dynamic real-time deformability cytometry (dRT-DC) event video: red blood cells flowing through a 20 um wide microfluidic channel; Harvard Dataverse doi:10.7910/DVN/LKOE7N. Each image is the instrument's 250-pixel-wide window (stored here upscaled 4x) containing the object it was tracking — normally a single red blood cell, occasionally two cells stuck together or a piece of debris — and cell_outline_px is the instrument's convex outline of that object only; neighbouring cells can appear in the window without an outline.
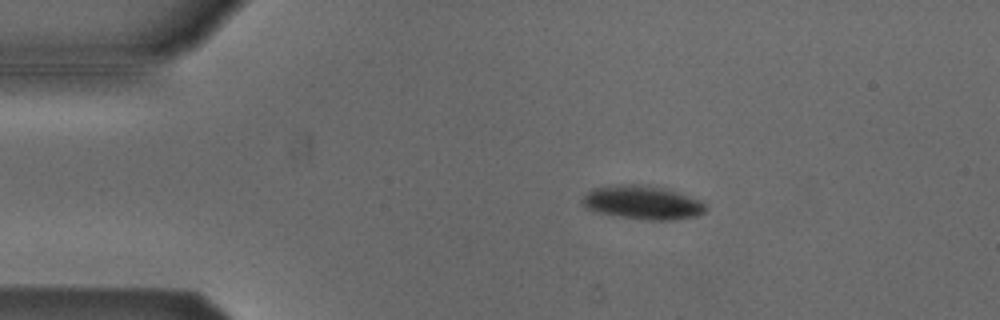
{"species": "Egyptian fruit bat (a non-hibernating species)", "species_latin": "Rousettus aegyptiacus", "temperature_condition": "cold", "stored_images_in_passage": 35, "camera_frame_rate_fps": 3000, "um_per_image_px": 0.085, "animal": {"sex": "male"}, "frame": {"image": 1, "passage_image": 9, "time_ms": 2.667, "image_size_px": [1000, 320], "cell_outline_px": [[708, 208], [704, 212], [696, 216], [672, 220], [648, 220], [620, 216], [600, 212], [584, 208], [584, 196], [592, 188], [620, 184], [652, 184], [700, 200]], "centroid_in_image_um": [54.64, 17.2], "position_along_channel_um": 30.4, "area_um2": 24.04}}
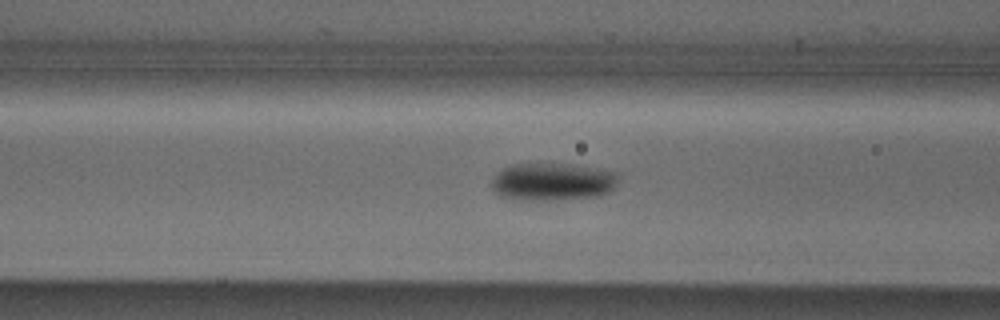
{"frame": {"image": 2, "passage_image": 20, "time_ms": 6.333, "image_size_px": [1000, 320], "cell_outline_px": [[616, 184], [608, 192], [600, 196], [552, 200], [512, 200], [500, 196], [488, 184], [492, 176], [500, 168], [512, 164], [572, 164], [616, 172]], "centroid_in_image_um": [46.85, 15.45], "position_along_channel_um": 119.7, "area_um2": 28.15}}
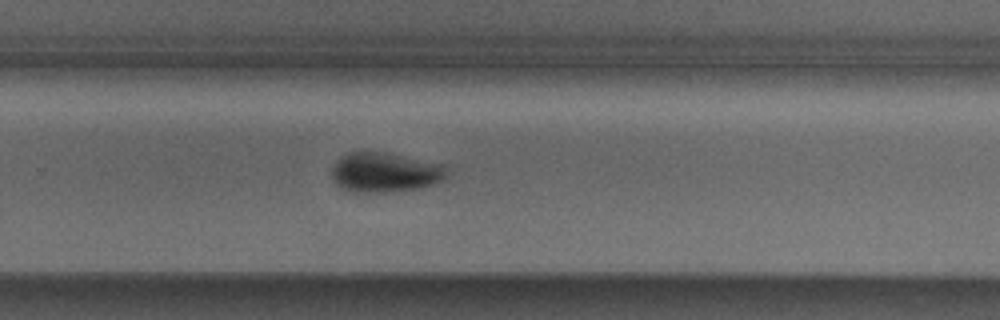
{"frame": {"image": 3, "passage_image": 34, "time_ms": 11.0, "image_size_px": [1000, 320], "cell_outline_px": [[448, 172], [444, 180], [420, 188], [384, 192], [352, 192], [340, 188], [332, 180], [332, 168], [336, 160], [340, 156], [348, 152], [360, 148], [364, 148], [444, 164], [448, 168]], "centroid_in_image_um": [32.67, 14.61], "position_along_channel_um": 297.1, "area_um2": 27.46}}